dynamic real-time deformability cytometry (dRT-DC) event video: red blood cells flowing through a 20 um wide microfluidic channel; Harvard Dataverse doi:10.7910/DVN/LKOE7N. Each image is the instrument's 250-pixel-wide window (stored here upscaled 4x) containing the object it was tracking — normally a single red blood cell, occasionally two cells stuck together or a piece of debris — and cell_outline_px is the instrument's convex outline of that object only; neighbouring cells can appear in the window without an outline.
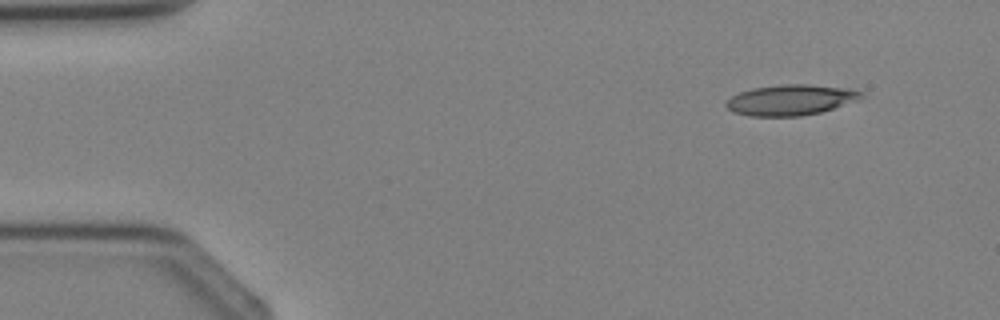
{"species": "Egyptian fruit bat (a non-hibernating species)", "species_latin": "Rousettus aegyptiacus", "temperature_condition": "cold", "stored_images_in_passage": 4, "segment_of_instrument_passage": [1, 2], "camera_frame_rate_fps": 3000, "um_per_image_px": 0.085, "animal": {"sex": "female"}, "frame": {"image": 1, "passage_image": 1, "time_ms": 0.0, "image_size_px": [1000, 320], "cell_outline_px": [[864, 96], [860, 100], [820, 112], [800, 116], [748, 116], [732, 112], [724, 104], [732, 96], [740, 92], [752, 88], [784, 84], [808, 84], [848, 88], [864, 92]], "centroid_in_image_um": [67.23, 8.49], "position_along_channel_um": 17.8, "area_um2": 24.22}}